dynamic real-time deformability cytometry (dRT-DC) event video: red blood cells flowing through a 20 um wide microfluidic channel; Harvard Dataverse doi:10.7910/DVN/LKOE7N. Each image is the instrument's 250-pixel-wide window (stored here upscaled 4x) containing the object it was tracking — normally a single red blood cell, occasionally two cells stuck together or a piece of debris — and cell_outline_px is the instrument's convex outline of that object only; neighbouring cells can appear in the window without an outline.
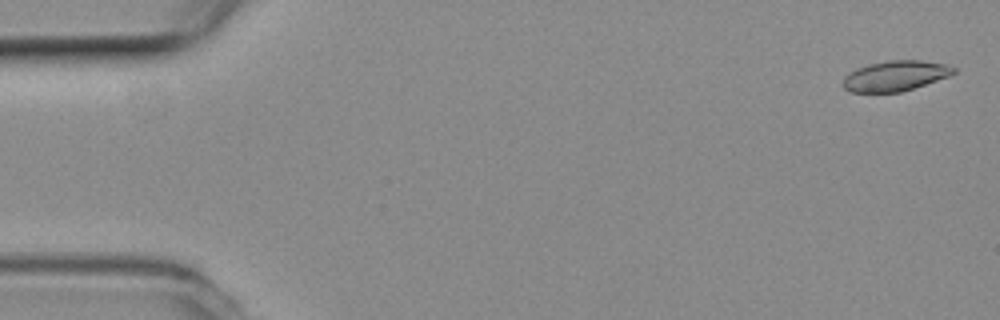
{"species": "common noctule bat (a hibernating species)", "species_latin": "Nyctalus noctula", "temperature_condition": "room temperature", "stored_images_in_passage": 9, "camera_frame_rate_fps": 3000, "um_per_image_px": 0.085, "animal": {"sex": "female", "body_mass_g": 19.3, "forearm_length_mm": 54.1}, "frame": {"image": 1, "passage_image": 2, "time_ms": 0.333, "image_size_px": [1000, 320], "cell_outline_px": [[956, 72], [948, 76], [900, 92], [848, 92], [840, 84], [844, 76], [848, 72], [856, 68], [868, 64], [888, 60], [920, 60], [944, 64], [956, 68]], "centroid_in_image_um": [76.02, 6.44], "position_along_channel_um": 9.0, "area_um2": 19.54}}